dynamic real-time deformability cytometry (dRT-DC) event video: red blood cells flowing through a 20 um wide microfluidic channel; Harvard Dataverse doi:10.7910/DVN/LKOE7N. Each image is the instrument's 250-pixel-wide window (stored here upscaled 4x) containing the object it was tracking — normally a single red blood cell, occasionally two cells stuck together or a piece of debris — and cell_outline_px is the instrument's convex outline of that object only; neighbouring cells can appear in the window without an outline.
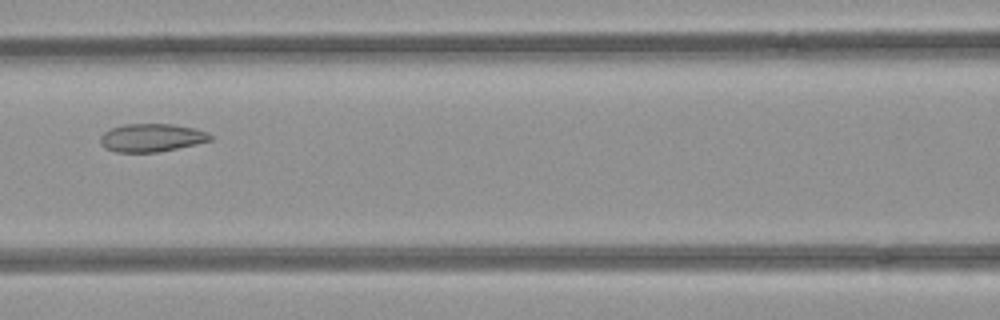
{"species": "common noctule bat (a hibernating species)", "species_latin": "Nyctalus noctula", "temperature_condition": "room temperature", "stored_images_in_passage": 8, "camera_frame_rate_fps": 3000, "um_per_image_px": 0.085, "animal": {"sex": "female", "body_mass_g": 21.9}, "frame": {"image": 1, "passage_image": 7, "time_ms": 2.0, "image_size_px": [1000, 320], "cell_outline_px": [[212, 140], [196, 144], [160, 152], [116, 152], [104, 148], [100, 144], [100, 136], [104, 132], [112, 128], [124, 124], [172, 124], [196, 128], [208, 132], [212, 136]], "centroid_in_image_um": [12.89, 11.71], "position_along_channel_um": 153.7, "area_um2": 18.15}}
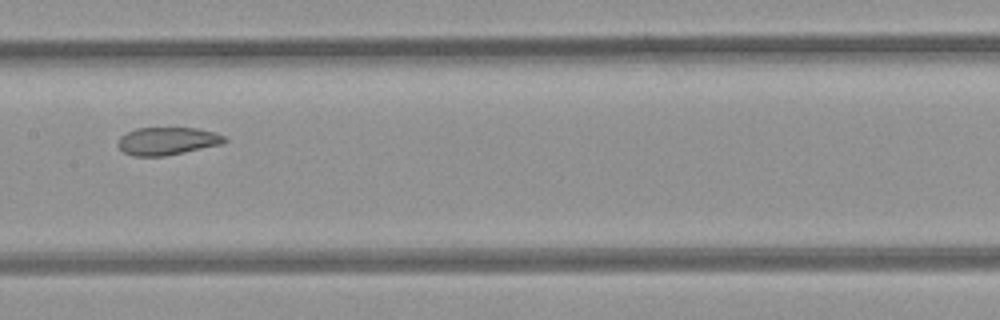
{"frame": {"image": 2, "passage_image": 8, "time_ms": 2.333, "image_size_px": [1000, 320], "cell_outline_px": [[228, 140], [224, 144], [164, 156], [132, 156], [124, 152], [116, 144], [120, 136], [136, 128], [196, 128], [216, 132], [224, 136]], "centroid_in_image_um": [14.24, 11.99], "position_along_channel_um": 193.2, "area_um2": 17.34}}